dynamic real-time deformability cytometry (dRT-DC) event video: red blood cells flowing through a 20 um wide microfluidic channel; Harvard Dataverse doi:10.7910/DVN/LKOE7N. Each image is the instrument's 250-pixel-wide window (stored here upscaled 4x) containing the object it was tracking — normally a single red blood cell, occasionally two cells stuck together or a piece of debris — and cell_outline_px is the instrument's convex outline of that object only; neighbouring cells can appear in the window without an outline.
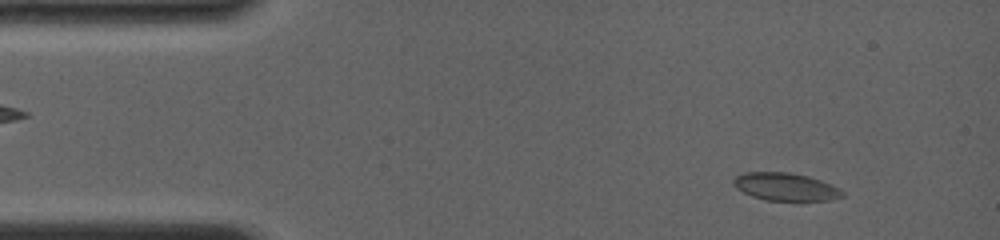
{"species": "common noctule bat (a hibernating species)", "species_latin": "Nyctalus noctula", "temperature_condition": "room temperature", "stored_images_in_passage": 36, "camera_frame_rate_fps": 4000, "um_per_image_px": 0.085, "animal": {"sex": "female", "body_mass_g": 19.0, "forearm_length_mm": 56.7}, "frame": {"image": 1, "passage_image": 3, "time_ms": 1.0, "image_size_px": [1000, 240], "cell_outline_px": [[844, 196], [832, 200], [764, 200], [752, 196], [736, 188], [732, 184], [732, 180], [736, 176], [744, 172], [792, 172], [808, 176], [832, 184], [840, 188], [844, 192]], "centroid_in_image_um": [66.78, 15.87], "position_along_channel_um": 18.2, "area_um2": 17.74}}
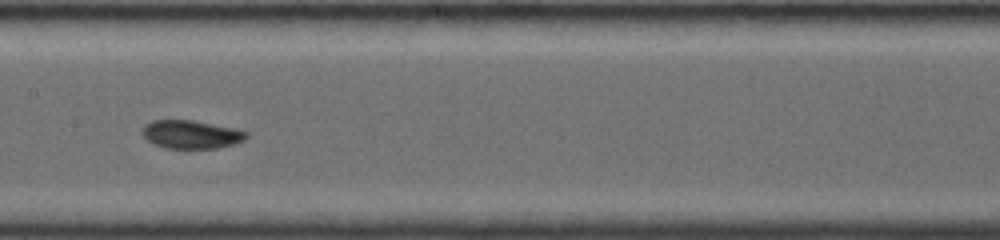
{"frame": {"image": 2, "passage_image": 17, "time_ms": 7.25, "image_size_px": [1000, 240], "cell_outline_px": [[248, 136], [244, 140], [236, 144], [216, 148], [164, 148], [152, 144], [140, 132], [144, 124], [152, 120], [192, 120], [232, 128], [248, 132]], "centroid_in_image_um": [16.21, 11.43], "position_along_channel_um": 191.2, "area_um2": 17.22}}
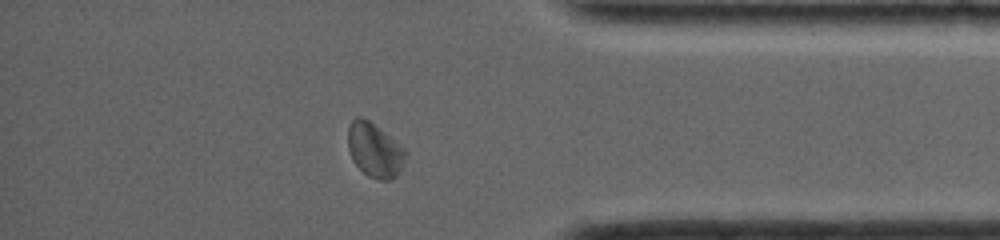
{"frame": {"image": 3, "passage_image": 31, "time_ms": 12.75, "image_size_px": [1000, 240], "cell_outline_px": [[408, 152], [400, 172], [396, 176], [388, 180], [380, 180], [368, 176], [352, 160], [348, 148], [348, 128], [352, 120], [356, 116], [360, 116], [368, 120], [404, 148]], "centroid_in_image_um": [31.84, 12.77], "position_along_channel_um": 403.4, "area_um2": 18.03}, "authors_computed_cell_mechanics": {"area_um2": 17.5134, "velocity_mm_per_s": 4.0053, "shape_relaxation_time_tau1_ms": 5.3562, "shape_relaxation_time_tau2_ms": 1.3673, "deformation_change_tau1": 0.0983, "deformation_change_tau2": 0.0323}}